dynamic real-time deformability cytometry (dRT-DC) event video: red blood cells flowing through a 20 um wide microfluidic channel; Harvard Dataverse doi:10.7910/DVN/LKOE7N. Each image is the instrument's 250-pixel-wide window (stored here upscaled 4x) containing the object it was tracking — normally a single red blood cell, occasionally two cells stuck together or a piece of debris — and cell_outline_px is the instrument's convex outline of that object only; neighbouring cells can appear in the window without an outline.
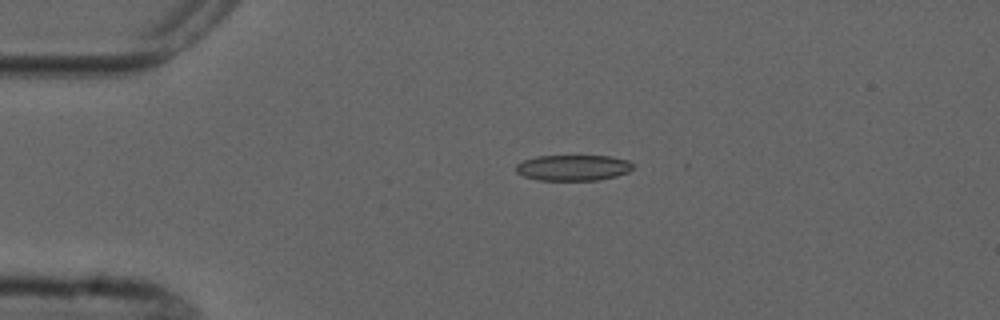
{"species": "common noctule bat (a hibernating species)", "species_latin": "Nyctalus noctula", "temperature_condition": "cold", "stored_images_in_passage": 5, "camera_frame_rate_fps": 3000, "um_per_image_px": 0.085, "animal": {"sex": "male", "forearm_length_mm": 52.5}, "frame": {"image": 1, "passage_image": 4, "time_ms": 3.333, "image_size_px": [1000, 320], "cell_outline_px": [[632, 168], [628, 172], [616, 176], [600, 180], [536, 180], [524, 176], [516, 172], [516, 164], [524, 160], [536, 156], [612, 156], [628, 160], [632, 164]], "centroid_in_image_um": [48.71, 14.26], "position_along_channel_um": 36.3, "area_um2": 17.63}}